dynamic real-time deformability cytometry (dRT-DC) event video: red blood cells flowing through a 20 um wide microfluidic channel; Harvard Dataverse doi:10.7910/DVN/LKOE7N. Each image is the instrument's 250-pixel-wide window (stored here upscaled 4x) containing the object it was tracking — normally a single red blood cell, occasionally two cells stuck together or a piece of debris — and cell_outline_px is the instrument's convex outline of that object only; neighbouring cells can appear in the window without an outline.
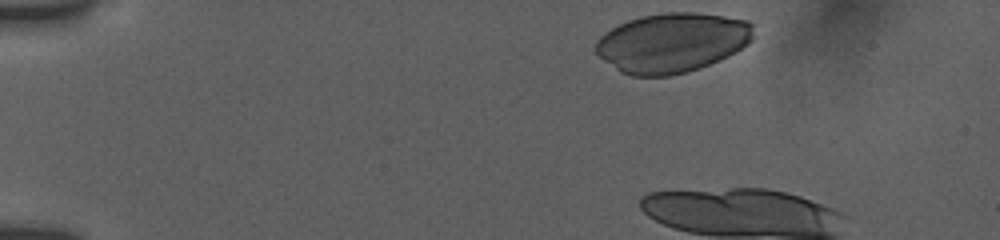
{"species": "human", "species_latin": "Homo sapiens", "temperature_condition": "room temperature", "stored_images_in_passage": 4, "camera_frame_rate_fps": 3000, "um_per_image_px": 0.085, "donor": {"sex": "female"}, "frame": {"image": 1, "passage_image": 1, "time_ms": 0.0, "image_size_px": [1000, 240], "cell_outline_px": [[752, 40], [748, 44], [728, 56], [708, 64], [684, 72], [668, 76], [632, 76], [620, 72], [604, 60], [596, 52], [596, 40], [604, 32], [628, 20], [640, 16], [664, 12], [696, 12], [724, 16], [748, 20], [752, 24]], "centroid_in_image_um": [57.11, 3.61], "position_along_channel_um": 27.9, "area_um2": 54.56}}